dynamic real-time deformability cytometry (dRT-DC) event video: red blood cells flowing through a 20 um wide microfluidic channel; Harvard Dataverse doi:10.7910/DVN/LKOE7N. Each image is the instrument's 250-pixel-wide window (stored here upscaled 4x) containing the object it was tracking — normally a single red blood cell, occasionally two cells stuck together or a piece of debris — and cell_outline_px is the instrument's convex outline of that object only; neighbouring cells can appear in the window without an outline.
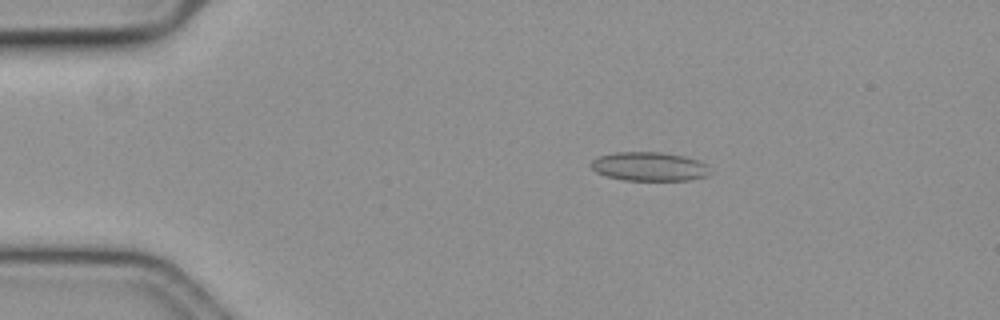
{"species": "common noctule bat (a hibernating species)", "species_latin": "Nyctalus noctula", "temperature_condition": "cold", "stored_images_in_passage": 53, "camera_frame_rate_fps": 3000, "um_per_image_px": 0.085, "animal": {"sex": "female", "body_mass_g": 19.3, "forearm_length_mm": 54.1}, "frame": {"image": 1, "passage_image": 10, "time_ms": 3.0, "image_size_px": [1000, 320], "cell_outline_px": [[708, 164], [704, 176], [688, 180], [624, 180], [608, 176], [596, 172], [592, 168], [592, 160], [600, 156], [612, 152], [660, 152], [684, 156]], "centroid_in_image_um": [55.14, 14.14], "position_along_channel_um": 29.9, "area_um2": 19.65}}
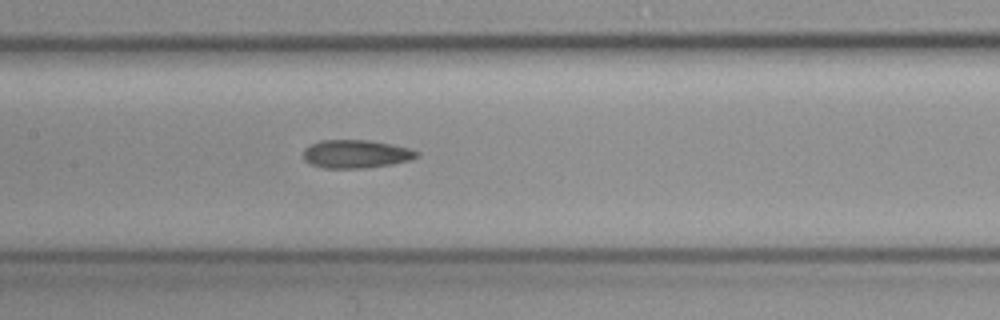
{"frame": {"image": 2, "passage_image": 27, "time_ms": 8.667, "image_size_px": [1000, 320], "cell_outline_px": [[420, 156], [412, 160], [392, 164], [364, 168], [324, 168], [312, 164], [304, 160], [304, 148], [320, 140], [372, 140], [392, 144], [408, 148], [420, 152]], "centroid_in_image_um": [30.3, 13.08], "position_along_channel_um": 177.1, "area_um2": 18.79}}
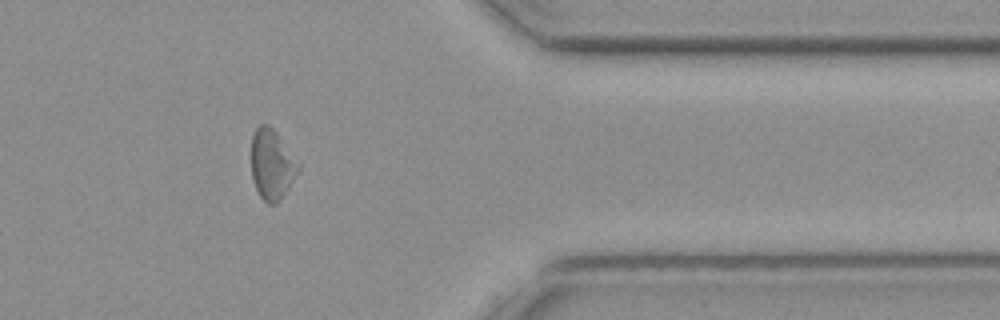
{"frame": {"image": 3, "passage_image": 46, "time_ms": 15.0, "image_size_px": [1000, 320], "cell_outline_px": [[300, 168], [288, 188], [280, 200], [276, 204], [268, 204], [260, 196], [256, 188], [252, 176], [252, 136], [256, 128], [260, 124], [268, 124], [276, 132], [300, 164]], "centroid_in_image_um": [23.11, 13.98], "position_along_channel_um": 388.3, "area_um2": 18.96}, "authors_computed_cell_mechanics": {"area_um2": 19.2474, "velocity_mm_per_s": 3.6283, "shape_relaxation_time_tau1_ms": 5.7909, "shape_relaxation_time_tau2_ms": 3.9071, "deformation_change_tau1": 0.1237, "deformation_change_tau2": 0.1218}}